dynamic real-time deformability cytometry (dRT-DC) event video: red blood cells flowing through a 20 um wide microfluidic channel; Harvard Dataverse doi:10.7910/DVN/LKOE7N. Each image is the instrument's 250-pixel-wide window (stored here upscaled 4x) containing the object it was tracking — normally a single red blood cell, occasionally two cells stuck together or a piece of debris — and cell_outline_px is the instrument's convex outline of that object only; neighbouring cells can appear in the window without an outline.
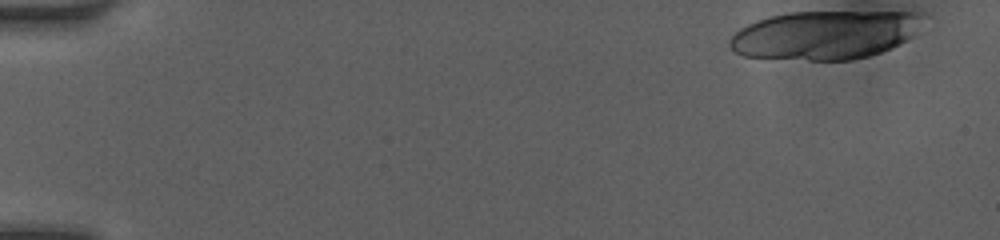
{"species": "human", "species_latin": "Homo sapiens", "temperature_condition": "room temperature", "stored_images_in_passage": 17, "camera_frame_rate_fps": 3000, "um_per_image_px": 0.085, "donor": {"sex": "female"}, "frame": {"image": 1, "passage_image": 1, "time_ms": 0.0, "image_size_px": [1000, 240], "cell_outline_px": [[932, 16], [912, 36], [900, 44], [892, 48], [868, 56], [852, 60], [808, 60], [744, 56], [736, 52], [728, 44], [728, 40], [740, 28], [756, 20], [768, 16], [788, 12], [924, 12]], "centroid_in_image_um": [70.21, 2.95], "position_along_channel_um": 14.8, "area_um2": 55.49}}